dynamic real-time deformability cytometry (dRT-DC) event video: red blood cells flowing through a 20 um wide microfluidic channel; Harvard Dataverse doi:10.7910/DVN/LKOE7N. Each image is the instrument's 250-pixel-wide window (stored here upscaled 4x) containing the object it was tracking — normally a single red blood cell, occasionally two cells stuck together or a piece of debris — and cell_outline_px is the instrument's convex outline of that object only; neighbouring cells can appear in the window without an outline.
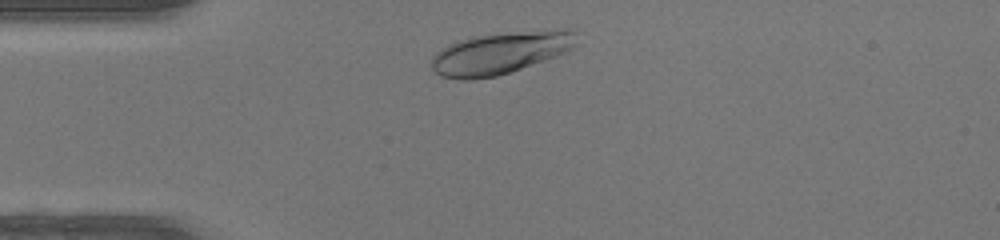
{"species": "human", "species_latin": "Homo sapiens", "temperature_condition": "warm", "stored_images_in_passage": 29, "camera_frame_rate_fps": 3000, "um_per_image_px": 0.085, "donor": {"sex": "female"}, "frame": {"image": 1, "passage_image": 2, "time_ms": 0.333, "image_size_px": [1000, 240], "cell_outline_px": [[576, 44], [568, 52], [496, 76], [472, 80], [460, 80], [440, 76], [432, 68], [432, 56], [440, 48], [448, 44], [472, 36], [568, 28], [572, 28], [576, 32]], "centroid_in_image_um": [42.52, 4.5], "position_along_channel_um": 42.5, "area_um2": 35.49}}
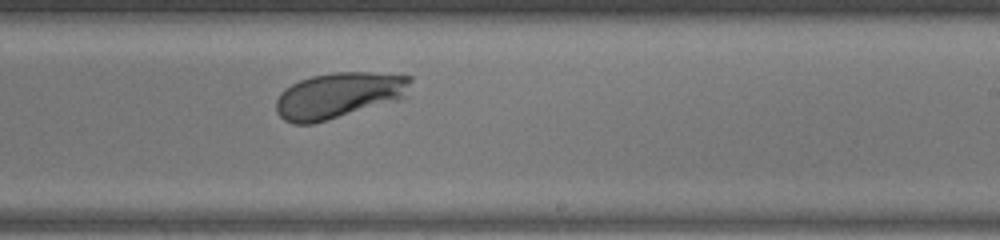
{"frame": {"image": 2, "passage_image": 19, "time_ms": 6.0, "image_size_px": [1000, 240], "cell_outline_px": [[412, 80], [400, 96], [396, 100], [328, 120], [312, 124], [292, 124], [284, 120], [276, 112], [276, 100], [280, 92], [284, 88], [300, 80], [312, 76], [336, 72], [372, 72], [412, 76]], "centroid_in_image_um": [28.7, 8.1], "position_along_channel_um": 260.3, "area_um2": 35.49}}
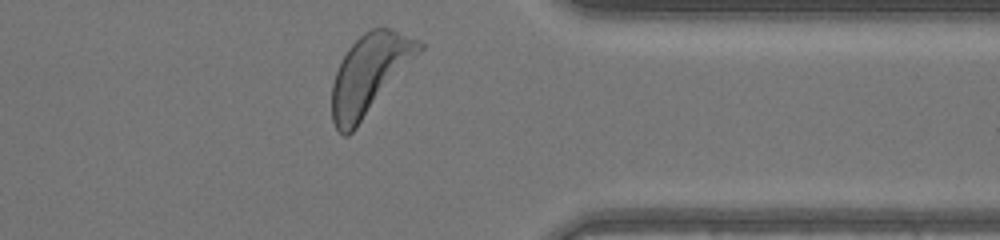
{"frame": {"image": 3, "passage_image": 28, "time_ms": 9.0, "image_size_px": [1000, 240], "cell_outline_px": [[424, 48], [356, 128], [348, 136], [344, 136], [336, 128], [332, 120], [332, 84], [336, 72], [348, 48], [364, 32], [372, 28], [388, 28], [420, 40], [424, 44]], "centroid_in_image_um": [31.41, 6.31], "position_along_channel_um": 380.0, "area_um2": 39.88}, "authors_computed_cell_mechanics": {"area_um2": 34.969, "velocity_mm_per_s": 4.3112, "shape_relaxation_time_tau1_ms": 1.9601, "shape_relaxation_time_tau2_ms": null, "deformation_change_tau1": 0.1556, "deformation_change_tau2": null}}